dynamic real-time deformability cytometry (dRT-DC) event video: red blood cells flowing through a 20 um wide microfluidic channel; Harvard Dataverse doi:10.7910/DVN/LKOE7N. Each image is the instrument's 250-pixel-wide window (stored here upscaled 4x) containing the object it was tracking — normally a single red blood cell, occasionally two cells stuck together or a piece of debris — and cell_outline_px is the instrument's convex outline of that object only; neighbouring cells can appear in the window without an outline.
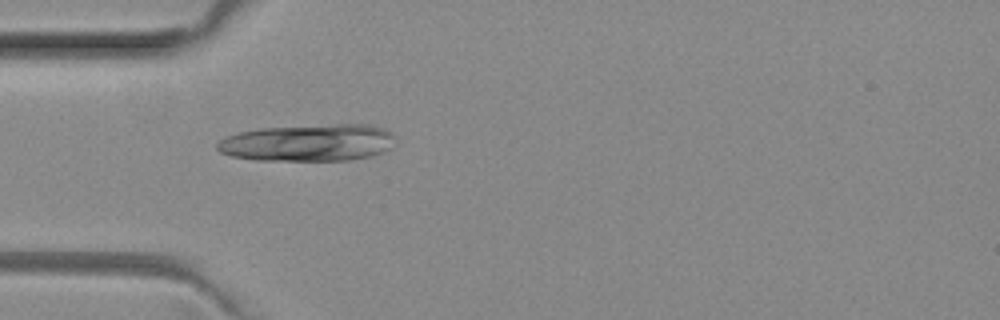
{"species": "common noctule bat (a hibernating species)", "species_latin": "Nyctalus noctula", "temperature_condition": "room temperature", "stored_images_in_passage": 1, "camera_frame_rate_fps": 3000, "um_per_image_px": 0.085, "animal": {"sex": "female", "body_mass_g": 29.2, "forearm_length_mm": 56.3}, "frame": {"image": 1, "passage_image": 1, "time_ms": 0.0, "image_size_px": [1000, 320], "cell_outline_px": [[396, 136], [392, 148], [384, 152], [372, 156], [348, 160], [256, 160], [232, 156], [220, 152], [216, 148], [216, 144], [220, 140], [228, 136], [240, 132], [260, 128], [332, 124], [372, 124], [384, 128], [392, 132]], "centroid_in_image_um": [26.27, 12.12], "position_along_channel_um": 58.7, "area_um2": 38.78}}